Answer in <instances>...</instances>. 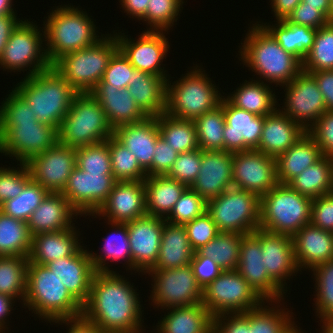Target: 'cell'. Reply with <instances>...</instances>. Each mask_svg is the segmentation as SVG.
Returning <instances> with one entry per match:
<instances>
[{
    "instance_id": "6da1fadb",
    "label": "cell",
    "mask_w": 333,
    "mask_h": 333,
    "mask_svg": "<svg viewBox=\"0 0 333 333\" xmlns=\"http://www.w3.org/2000/svg\"><path fill=\"white\" fill-rule=\"evenodd\" d=\"M133 287L118 272H95L82 316L104 333H144V310Z\"/></svg>"
},
{
    "instance_id": "7a4b0ae2",
    "label": "cell",
    "mask_w": 333,
    "mask_h": 333,
    "mask_svg": "<svg viewBox=\"0 0 333 333\" xmlns=\"http://www.w3.org/2000/svg\"><path fill=\"white\" fill-rule=\"evenodd\" d=\"M249 27L244 43H241L239 60L252 72L260 75L269 85L282 86L289 83L302 71V62L285 51L272 34L261 24Z\"/></svg>"
},
{
    "instance_id": "3957f363",
    "label": "cell",
    "mask_w": 333,
    "mask_h": 333,
    "mask_svg": "<svg viewBox=\"0 0 333 333\" xmlns=\"http://www.w3.org/2000/svg\"><path fill=\"white\" fill-rule=\"evenodd\" d=\"M44 18V47L51 65L65 54L91 47L104 37L97 34V27L86 11L73 5L57 6Z\"/></svg>"
},
{
    "instance_id": "277c9868",
    "label": "cell",
    "mask_w": 333,
    "mask_h": 333,
    "mask_svg": "<svg viewBox=\"0 0 333 333\" xmlns=\"http://www.w3.org/2000/svg\"><path fill=\"white\" fill-rule=\"evenodd\" d=\"M24 306L42 320L82 316L83 306L70 294L61 279L46 265L28 263Z\"/></svg>"
},
{
    "instance_id": "5b68a950",
    "label": "cell",
    "mask_w": 333,
    "mask_h": 333,
    "mask_svg": "<svg viewBox=\"0 0 333 333\" xmlns=\"http://www.w3.org/2000/svg\"><path fill=\"white\" fill-rule=\"evenodd\" d=\"M39 122L59 129L78 92L51 66L30 77H24L14 88Z\"/></svg>"
},
{
    "instance_id": "8992f818",
    "label": "cell",
    "mask_w": 333,
    "mask_h": 333,
    "mask_svg": "<svg viewBox=\"0 0 333 333\" xmlns=\"http://www.w3.org/2000/svg\"><path fill=\"white\" fill-rule=\"evenodd\" d=\"M192 68L172 85L170 78L167 80L165 109L167 115L194 121L220 104L223 96L209 75L197 64L193 70Z\"/></svg>"
},
{
    "instance_id": "52a82bcc",
    "label": "cell",
    "mask_w": 333,
    "mask_h": 333,
    "mask_svg": "<svg viewBox=\"0 0 333 333\" xmlns=\"http://www.w3.org/2000/svg\"><path fill=\"white\" fill-rule=\"evenodd\" d=\"M113 131L93 95L78 93L58 129V141L76 149L105 142Z\"/></svg>"
},
{
    "instance_id": "ba28073f",
    "label": "cell",
    "mask_w": 333,
    "mask_h": 333,
    "mask_svg": "<svg viewBox=\"0 0 333 333\" xmlns=\"http://www.w3.org/2000/svg\"><path fill=\"white\" fill-rule=\"evenodd\" d=\"M312 201L288 184L278 183L260 197L259 228L274 234L293 236L310 223Z\"/></svg>"
},
{
    "instance_id": "9c48e42d",
    "label": "cell",
    "mask_w": 333,
    "mask_h": 333,
    "mask_svg": "<svg viewBox=\"0 0 333 333\" xmlns=\"http://www.w3.org/2000/svg\"><path fill=\"white\" fill-rule=\"evenodd\" d=\"M105 35L93 46L67 53L52 65L78 93H90L96 87L118 50L116 35Z\"/></svg>"
},
{
    "instance_id": "30bf717a",
    "label": "cell",
    "mask_w": 333,
    "mask_h": 333,
    "mask_svg": "<svg viewBox=\"0 0 333 333\" xmlns=\"http://www.w3.org/2000/svg\"><path fill=\"white\" fill-rule=\"evenodd\" d=\"M207 212L219 232L253 233L260 226V197L232 187L208 200Z\"/></svg>"
},
{
    "instance_id": "8fae6325",
    "label": "cell",
    "mask_w": 333,
    "mask_h": 333,
    "mask_svg": "<svg viewBox=\"0 0 333 333\" xmlns=\"http://www.w3.org/2000/svg\"><path fill=\"white\" fill-rule=\"evenodd\" d=\"M264 300L237 270H224L202 288V304L211 316L244 313L258 308Z\"/></svg>"
},
{
    "instance_id": "7c38bea8",
    "label": "cell",
    "mask_w": 333,
    "mask_h": 333,
    "mask_svg": "<svg viewBox=\"0 0 333 333\" xmlns=\"http://www.w3.org/2000/svg\"><path fill=\"white\" fill-rule=\"evenodd\" d=\"M43 36L37 24L28 19L22 21L12 32L0 56V68L8 72L29 70L25 77L49 69L52 65L43 47L45 44Z\"/></svg>"
},
{
    "instance_id": "4fadbf2b",
    "label": "cell",
    "mask_w": 333,
    "mask_h": 333,
    "mask_svg": "<svg viewBox=\"0 0 333 333\" xmlns=\"http://www.w3.org/2000/svg\"><path fill=\"white\" fill-rule=\"evenodd\" d=\"M153 278L149 298L162 310L202 303V287L197 283L191 265L175 269H150Z\"/></svg>"
},
{
    "instance_id": "5bb4252c",
    "label": "cell",
    "mask_w": 333,
    "mask_h": 333,
    "mask_svg": "<svg viewBox=\"0 0 333 333\" xmlns=\"http://www.w3.org/2000/svg\"><path fill=\"white\" fill-rule=\"evenodd\" d=\"M58 142V129L42 122L19 123L0 127V153L19 163H27ZM14 157V158H13Z\"/></svg>"
},
{
    "instance_id": "9a60e30c",
    "label": "cell",
    "mask_w": 333,
    "mask_h": 333,
    "mask_svg": "<svg viewBox=\"0 0 333 333\" xmlns=\"http://www.w3.org/2000/svg\"><path fill=\"white\" fill-rule=\"evenodd\" d=\"M284 86L285 102L280 110L307 131L327 111L315 77L302 70Z\"/></svg>"
},
{
    "instance_id": "2e32d148",
    "label": "cell",
    "mask_w": 333,
    "mask_h": 333,
    "mask_svg": "<svg viewBox=\"0 0 333 333\" xmlns=\"http://www.w3.org/2000/svg\"><path fill=\"white\" fill-rule=\"evenodd\" d=\"M113 33L116 35L118 49L136 70L169 79L167 70L161 67L170 47L168 38L164 35L166 31L145 30L135 40L122 32Z\"/></svg>"
},
{
    "instance_id": "e0dca14e",
    "label": "cell",
    "mask_w": 333,
    "mask_h": 333,
    "mask_svg": "<svg viewBox=\"0 0 333 333\" xmlns=\"http://www.w3.org/2000/svg\"><path fill=\"white\" fill-rule=\"evenodd\" d=\"M232 180L234 188L261 197L279 183L276 160L258 150L234 152Z\"/></svg>"
},
{
    "instance_id": "ac0fdd59",
    "label": "cell",
    "mask_w": 333,
    "mask_h": 333,
    "mask_svg": "<svg viewBox=\"0 0 333 333\" xmlns=\"http://www.w3.org/2000/svg\"><path fill=\"white\" fill-rule=\"evenodd\" d=\"M31 179L48 192L61 193L76 167V149L59 141L26 163Z\"/></svg>"
},
{
    "instance_id": "d6986e66",
    "label": "cell",
    "mask_w": 333,
    "mask_h": 333,
    "mask_svg": "<svg viewBox=\"0 0 333 333\" xmlns=\"http://www.w3.org/2000/svg\"><path fill=\"white\" fill-rule=\"evenodd\" d=\"M116 182L113 174L86 173L76 166L61 193L79 217L89 216L106 201Z\"/></svg>"
},
{
    "instance_id": "ffe728a7",
    "label": "cell",
    "mask_w": 333,
    "mask_h": 333,
    "mask_svg": "<svg viewBox=\"0 0 333 333\" xmlns=\"http://www.w3.org/2000/svg\"><path fill=\"white\" fill-rule=\"evenodd\" d=\"M165 219L146 215L126 223L134 273L145 274L157 262Z\"/></svg>"
},
{
    "instance_id": "44dd1931",
    "label": "cell",
    "mask_w": 333,
    "mask_h": 333,
    "mask_svg": "<svg viewBox=\"0 0 333 333\" xmlns=\"http://www.w3.org/2000/svg\"><path fill=\"white\" fill-rule=\"evenodd\" d=\"M237 272L264 301L284 300V292L268 275L264 267L260 240L253 234L241 239Z\"/></svg>"
},
{
    "instance_id": "7402d4cb",
    "label": "cell",
    "mask_w": 333,
    "mask_h": 333,
    "mask_svg": "<svg viewBox=\"0 0 333 333\" xmlns=\"http://www.w3.org/2000/svg\"><path fill=\"white\" fill-rule=\"evenodd\" d=\"M223 107L225 127L223 130L224 151L239 152L258 148L264 116H259L233 106L224 96Z\"/></svg>"
},
{
    "instance_id": "603a6c76",
    "label": "cell",
    "mask_w": 333,
    "mask_h": 333,
    "mask_svg": "<svg viewBox=\"0 0 333 333\" xmlns=\"http://www.w3.org/2000/svg\"><path fill=\"white\" fill-rule=\"evenodd\" d=\"M253 234L260 240L264 267L269 277L287 293L286 280L300 271L294 256L292 236L274 234L260 228Z\"/></svg>"
},
{
    "instance_id": "cb8c5ba5",
    "label": "cell",
    "mask_w": 333,
    "mask_h": 333,
    "mask_svg": "<svg viewBox=\"0 0 333 333\" xmlns=\"http://www.w3.org/2000/svg\"><path fill=\"white\" fill-rule=\"evenodd\" d=\"M146 215L144 181H117L106 201L94 214H90L123 224Z\"/></svg>"
},
{
    "instance_id": "d4e9b609",
    "label": "cell",
    "mask_w": 333,
    "mask_h": 333,
    "mask_svg": "<svg viewBox=\"0 0 333 333\" xmlns=\"http://www.w3.org/2000/svg\"><path fill=\"white\" fill-rule=\"evenodd\" d=\"M233 152L202 151L201 169L190 188L206 201L233 187Z\"/></svg>"
},
{
    "instance_id": "484cf974",
    "label": "cell",
    "mask_w": 333,
    "mask_h": 333,
    "mask_svg": "<svg viewBox=\"0 0 333 333\" xmlns=\"http://www.w3.org/2000/svg\"><path fill=\"white\" fill-rule=\"evenodd\" d=\"M46 266L61 279L70 294L82 306L87 302L96 271L85 246L74 255L51 261Z\"/></svg>"
},
{
    "instance_id": "4316f807",
    "label": "cell",
    "mask_w": 333,
    "mask_h": 333,
    "mask_svg": "<svg viewBox=\"0 0 333 333\" xmlns=\"http://www.w3.org/2000/svg\"><path fill=\"white\" fill-rule=\"evenodd\" d=\"M90 93L100 103L113 130L118 126L139 123L148 118L128 88L119 89L101 80Z\"/></svg>"
},
{
    "instance_id": "83f0119b",
    "label": "cell",
    "mask_w": 333,
    "mask_h": 333,
    "mask_svg": "<svg viewBox=\"0 0 333 333\" xmlns=\"http://www.w3.org/2000/svg\"><path fill=\"white\" fill-rule=\"evenodd\" d=\"M292 239L294 256L300 271L303 269L310 271L332 260L333 232L308 223L295 233Z\"/></svg>"
},
{
    "instance_id": "f1b7e54d",
    "label": "cell",
    "mask_w": 333,
    "mask_h": 333,
    "mask_svg": "<svg viewBox=\"0 0 333 333\" xmlns=\"http://www.w3.org/2000/svg\"><path fill=\"white\" fill-rule=\"evenodd\" d=\"M113 136L131 151L147 176H152V159L157 139L160 137L157 117L118 126L114 129Z\"/></svg>"
},
{
    "instance_id": "f546056e",
    "label": "cell",
    "mask_w": 333,
    "mask_h": 333,
    "mask_svg": "<svg viewBox=\"0 0 333 333\" xmlns=\"http://www.w3.org/2000/svg\"><path fill=\"white\" fill-rule=\"evenodd\" d=\"M80 215L62 195V193L49 192L39 207L31 214L28 227L31 236L64 231L73 225V219ZM73 218V219H72Z\"/></svg>"
},
{
    "instance_id": "4dcf8cb0",
    "label": "cell",
    "mask_w": 333,
    "mask_h": 333,
    "mask_svg": "<svg viewBox=\"0 0 333 333\" xmlns=\"http://www.w3.org/2000/svg\"><path fill=\"white\" fill-rule=\"evenodd\" d=\"M306 131L280 108L264 116L259 152L276 158L292 147Z\"/></svg>"
},
{
    "instance_id": "1f68e13d",
    "label": "cell",
    "mask_w": 333,
    "mask_h": 333,
    "mask_svg": "<svg viewBox=\"0 0 333 333\" xmlns=\"http://www.w3.org/2000/svg\"><path fill=\"white\" fill-rule=\"evenodd\" d=\"M79 231L71 227L64 231L40 233L32 237L28 263L46 265L59 258L74 255L81 247ZM78 234V235H77Z\"/></svg>"
},
{
    "instance_id": "d6a6232c",
    "label": "cell",
    "mask_w": 333,
    "mask_h": 333,
    "mask_svg": "<svg viewBox=\"0 0 333 333\" xmlns=\"http://www.w3.org/2000/svg\"><path fill=\"white\" fill-rule=\"evenodd\" d=\"M167 310L156 325L157 333H213V317L202 303Z\"/></svg>"
},
{
    "instance_id": "836d02e7",
    "label": "cell",
    "mask_w": 333,
    "mask_h": 333,
    "mask_svg": "<svg viewBox=\"0 0 333 333\" xmlns=\"http://www.w3.org/2000/svg\"><path fill=\"white\" fill-rule=\"evenodd\" d=\"M166 82L163 77L135 69L127 88L148 117H157L165 113Z\"/></svg>"
},
{
    "instance_id": "e575fe53",
    "label": "cell",
    "mask_w": 333,
    "mask_h": 333,
    "mask_svg": "<svg viewBox=\"0 0 333 333\" xmlns=\"http://www.w3.org/2000/svg\"><path fill=\"white\" fill-rule=\"evenodd\" d=\"M323 157L314 139L305 132L302 137L276 160L277 179L280 184H288L294 177Z\"/></svg>"
},
{
    "instance_id": "d590c367",
    "label": "cell",
    "mask_w": 333,
    "mask_h": 333,
    "mask_svg": "<svg viewBox=\"0 0 333 333\" xmlns=\"http://www.w3.org/2000/svg\"><path fill=\"white\" fill-rule=\"evenodd\" d=\"M193 254L185 226L165 220L159 256L151 269H175L189 265Z\"/></svg>"
},
{
    "instance_id": "8d00e7d4",
    "label": "cell",
    "mask_w": 333,
    "mask_h": 333,
    "mask_svg": "<svg viewBox=\"0 0 333 333\" xmlns=\"http://www.w3.org/2000/svg\"><path fill=\"white\" fill-rule=\"evenodd\" d=\"M147 215L166 219L187 185L165 176H147L144 180Z\"/></svg>"
},
{
    "instance_id": "74e56055",
    "label": "cell",
    "mask_w": 333,
    "mask_h": 333,
    "mask_svg": "<svg viewBox=\"0 0 333 333\" xmlns=\"http://www.w3.org/2000/svg\"><path fill=\"white\" fill-rule=\"evenodd\" d=\"M263 81L252 79L245 80L239 87L225 98L235 107L254 113L259 116H266L274 112L278 101L273 89Z\"/></svg>"
},
{
    "instance_id": "f35d334b",
    "label": "cell",
    "mask_w": 333,
    "mask_h": 333,
    "mask_svg": "<svg viewBox=\"0 0 333 333\" xmlns=\"http://www.w3.org/2000/svg\"><path fill=\"white\" fill-rule=\"evenodd\" d=\"M258 23L272 34L285 51L297 57L301 62L305 60L312 49L317 29L295 25L286 19L277 20L276 24H272V26L269 23H261V21Z\"/></svg>"
},
{
    "instance_id": "ab89813d",
    "label": "cell",
    "mask_w": 333,
    "mask_h": 333,
    "mask_svg": "<svg viewBox=\"0 0 333 333\" xmlns=\"http://www.w3.org/2000/svg\"><path fill=\"white\" fill-rule=\"evenodd\" d=\"M114 230L104 239L105 243L100 250V255L89 251L90 259L92 261L93 268L96 272H116L110 270L106 261H118L123 260L127 266V269L132 271V256L129 243V234L127 224L107 222ZM103 252V253H102ZM98 254V255H97ZM103 254V255H102ZM107 264V265H106ZM128 264V265H127Z\"/></svg>"
},
{
    "instance_id": "60d3db41",
    "label": "cell",
    "mask_w": 333,
    "mask_h": 333,
    "mask_svg": "<svg viewBox=\"0 0 333 333\" xmlns=\"http://www.w3.org/2000/svg\"><path fill=\"white\" fill-rule=\"evenodd\" d=\"M332 180L333 159L323 156L315 164L294 177L288 185L299 194L315 199L331 193Z\"/></svg>"
},
{
    "instance_id": "b9f144b4",
    "label": "cell",
    "mask_w": 333,
    "mask_h": 333,
    "mask_svg": "<svg viewBox=\"0 0 333 333\" xmlns=\"http://www.w3.org/2000/svg\"><path fill=\"white\" fill-rule=\"evenodd\" d=\"M160 137L178 153L199 148L193 120L174 118L166 113L157 116Z\"/></svg>"
},
{
    "instance_id": "7bdbcfd3",
    "label": "cell",
    "mask_w": 333,
    "mask_h": 333,
    "mask_svg": "<svg viewBox=\"0 0 333 333\" xmlns=\"http://www.w3.org/2000/svg\"><path fill=\"white\" fill-rule=\"evenodd\" d=\"M31 242L28 223L0 211V256L28 257Z\"/></svg>"
},
{
    "instance_id": "ee69618b",
    "label": "cell",
    "mask_w": 333,
    "mask_h": 333,
    "mask_svg": "<svg viewBox=\"0 0 333 333\" xmlns=\"http://www.w3.org/2000/svg\"><path fill=\"white\" fill-rule=\"evenodd\" d=\"M268 303L270 306L277 303V306L269 307ZM279 303L280 301H264L258 308L249 310L251 333H286L295 324V318L291 316L294 313L286 311L288 308H280Z\"/></svg>"
},
{
    "instance_id": "f6af8a7d",
    "label": "cell",
    "mask_w": 333,
    "mask_h": 333,
    "mask_svg": "<svg viewBox=\"0 0 333 333\" xmlns=\"http://www.w3.org/2000/svg\"><path fill=\"white\" fill-rule=\"evenodd\" d=\"M28 262L24 256H0V294L22 300L24 304Z\"/></svg>"
},
{
    "instance_id": "bcb514c9",
    "label": "cell",
    "mask_w": 333,
    "mask_h": 333,
    "mask_svg": "<svg viewBox=\"0 0 333 333\" xmlns=\"http://www.w3.org/2000/svg\"><path fill=\"white\" fill-rule=\"evenodd\" d=\"M194 123L197 142L202 151H224L225 117L221 104L196 118Z\"/></svg>"
},
{
    "instance_id": "7dc6e473",
    "label": "cell",
    "mask_w": 333,
    "mask_h": 333,
    "mask_svg": "<svg viewBox=\"0 0 333 333\" xmlns=\"http://www.w3.org/2000/svg\"><path fill=\"white\" fill-rule=\"evenodd\" d=\"M243 234L220 232L216 237L202 246L197 252L214 259L224 270H236Z\"/></svg>"
},
{
    "instance_id": "c3c4849f",
    "label": "cell",
    "mask_w": 333,
    "mask_h": 333,
    "mask_svg": "<svg viewBox=\"0 0 333 333\" xmlns=\"http://www.w3.org/2000/svg\"><path fill=\"white\" fill-rule=\"evenodd\" d=\"M315 280L314 310L320 323L333 321V260L312 269Z\"/></svg>"
},
{
    "instance_id": "681fc988",
    "label": "cell",
    "mask_w": 333,
    "mask_h": 333,
    "mask_svg": "<svg viewBox=\"0 0 333 333\" xmlns=\"http://www.w3.org/2000/svg\"><path fill=\"white\" fill-rule=\"evenodd\" d=\"M108 147L113 176L117 181H144L147 178L136 157L114 136L108 138Z\"/></svg>"
},
{
    "instance_id": "f907efd6",
    "label": "cell",
    "mask_w": 333,
    "mask_h": 333,
    "mask_svg": "<svg viewBox=\"0 0 333 333\" xmlns=\"http://www.w3.org/2000/svg\"><path fill=\"white\" fill-rule=\"evenodd\" d=\"M49 192L32 179L24 186L19 196L6 200L0 211L15 219L28 222L31 214L39 207Z\"/></svg>"
},
{
    "instance_id": "816d5d0a",
    "label": "cell",
    "mask_w": 333,
    "mask_h": 333,
    "mask_svg": "<svg viewBox=\"0 0 333 333\" xmlns=\"http://www.w3.org/2000/svg\"><path fill=\"white\" fill-rule=\"evenodd\" d=\"M333 69V22L317 29L312 49L302 62V70L310 73Z\"/></svg>"
},
{
    "instance_id": "f5cc1de1",
    "label": "cell",
    "mask_w": 333,
    "mask_h": 333,
    "mask_svg": "<svg viewBox=\"0 0 333 333\" xmlns=\"http://www.w3.org/2000/svg\"><path fill=\"white\" fill-rule=\"evenodd\" d=\"M184 0H149L146 15L142 19L147 31H168L177 22Z\"/></svg>"
},
{
    "instance_id": "db71d44e",
    "label": "cell",
    "mask_w": 333,
    "mask_h": 333,
    "mask_svg": "<svg viewBox=\"0 0 333 333\" xmlns=\"http://www.w3.org/2000/svg\"><path fill=\"white\" fill-rule=\"evenodd\" d=\"M76 166L86 173L113 174L108 139L95 145L76 148Z\"/></svg>"
},
{
    "instance_id": "11a10c76",
    "label": "cell",
    "mask_w": 333,
    "mask_h": 333,
    "mask_svg": "<svg viewBox=\"0 0 333 333\" xmlns=\"http://www.w3.org/2000/svg\"><path fill=\"white\" fill-rule=\"evenodd\" d=\"M0 105V127H17L19 123L38 122L30 104L13 88Z\"/></svg>"
},
{
    "instance_id": "9f6ffc18",
    "label": "cell",
    "mask_w": 333,
    "mask_h": 333,
    "mask_svg": "<svg viewBox=\"0 0 333 333\" xmlns=\"http://www.w3.org/2000/svg\"><path fill=\"white\" fill-rule=\"evenodd\" d=\"M207 211V201L188 187L175 203L170 215L165 219L174 224L185 225Z\"/></svg>"
},
{
    "instance_id": "6f0895ef",
    "label": "cell",
    "mask_w": 333,
    "mask_h": 333,
    "mask_svg": "<svg viewBox=\"0 0 333 333\" xmlns=\"http://www.w3.org/2000/svg\"><path fill=\"white\" fill-rule=\"evenodd\" d=\"M20 167H0V205L6 200L20 195L24 186L31 180L26 163L17 164Z\"/></svg>"
},
{
    "instance_id": "680465c9",
    "label": "cell",
    "mask_w": 333,
    "mask_h": 333,
    "mask_svg": "<svg viewBox=\"0 0 333 333\" xmlns=\"http://www.w3.org/2000/svg\"><path fill=\"white\" fill-rule=\"evenodd\" d=\"M201 161L202 150L200 148L190 152L179 153L166 176L190 187L200 172Z\"/></svg>"
},
{
    "instance_id": "91938a15",
    "label": "cell",
    "mask_w": 333,
    "mask_h": 333,
    "mask_svg": "<svg viewBox=\"0 0 333 333\" xmlns=\"http://www.w3.org/2000/svg\"><path fill=\"white\" fill-rule=\"evenodd\" d=\"M190 246L194 252L206 245L220 232L213 222L211 215L206 211L203 215L185 225Z\"/></svg>"
},
{
    "instance_id": "94428289",
    "label": "cell",
    "mask_w": 333,
    "mask_h": 333,
    "mask_svg": "<svg viewBox=\"0 0 333 333\" xmlns=\"http://www.w3.org/2000/svg\"><path fill=\"white\" fill-rule=\"evenodd\" d=\"M135 68L118 49L111 57L104 72L102 80L105 83L115 85L117 88H127L130 79L133 78Z\"/></svg>"
},
{
    "instance_id": "6125c7cd",
    "label": "cell",
    "mask_w": 333,
    "mask_h": 333,
    "mask_svg": "<svg viewBox=\"0 0 333 333\" xmlns=\"http://www.w3.org/2000/svg\"><path fill=\"white\" fill-rule=\"evenodd\" d=\"M306 132L319 146L322 155L333 159V111H325Z\"/></svg>"
},
{
    "instance_id": "be15d7a7",
    "label": "cell",
    "mask_w": 333,
    "mask_h": 333,
    "mask_svg": "<svg viewBox=\"0 0 333 333\" xmlns=\"http://www.w3.org/2000/svg\"><path fill=\"white\" fill-rule=\"evenodd\" d=\"M213 333H251L249 310L244 313H225L215 316Z\"/></svg>"
},
{
    "instance_id": "e7e4bbea",
    "label": "cell",
    "mask_w": 333,
    "mask_h": 333,
    "mask_svg": "<svg viewBox=\"0 0 333 333\" xmlns=\"http://www.w3.org/2000/svg\"><path fill=\"white\" fill-rule=\"evenodd\" d=\"M312 225L333 232V194L320 196L313 199L311 206Z\"/></svg>"
},
{
    "instance_id": "03108f58",
    "label": "cell",
    "mask_w": 333,
    "mask_h": 333,
    "mask_svg": "<svg viewBox=\"0 0 333 333\" xmlns=\"http://www.w3.org/2000/svg\"><path fill=\"white\" fill-rule=\"evenodd\" d=\"M286 20L292 24L303 25L313 29H319L330 22L318 8L305 7L303 2H300L294 8Z\"/></svg>"
},
{
    "instance_id": "003e7915",
    "label": "cell",
    "mask_w": 333,
    "mask_h": 333,
    "mask_svg": "<svg viewBox=\"0 0 333 333\" xmlns=\"http://www.w3.org/2000/svg\"><path fill=\"white\" fill-rule=\"evenodd\" d=\"M190 265L197 283L202 288L212 282L223 271L214 259L200 255L197 251L194 252Z\"/></svg>"
},
{
    "instance_id": "a7ac6f4b",
    "label": "cell",
    "mask_w": 333,
    "mask_h": 333,
    "mask_svg": "<svg viewBox=\"0 0 333 333\" xmlns=\"http://www.w3.org/2000/svg\"><path fill=\"white\" fill-rule=\"evenodd\" d=\"M178 154L177 151L159 137L155 145L152 159V176L167 175L173 163L176 161Z\"/></svg>"
},
{
    "instance_id": "89a4df30",
    "label": "cell",
    "mask_w": 333,
    "mask_h": 333,
    "mask_svg": "<svg viewBox=\"0 0 333 333\" xmlns=\"http://www.w3.org/2000/svg\"><path fill=\"white\" fill-rule=\"evenodd\" d=\"M316 79L321 91L326 109L333 111V69L332 70H319L310 72Z\"/></svg>"
},
{
    "instance_id": "2644e50d",
    "label": "cell",
    "mask_w": 333,
    "mask_h": 333,
    "mask_svg": "<svg viewBox=\"0 0 333 333\" xmlns=\"http://www.w3.org/2000/svg\"><path fill=\"white\" fill-rule=\"evenodd\" d=\"M57 324L70 325L67 333H104L96 324L88 321L83 316L68 318V319H58L55 321Z\"/></svg>"
},
{
    "instance_id": "8c879c8a",
    "label": "cell",
    "mask_w": 333,
    "mask_h": 333,
    "mask_svg": "<svg viewBox=\"0 0 333 333\" xmlns=\"http://www.w3.org/2000/svg\"><path fill=\"white\" fill-rule=\"evenodd\" d=\"M23 20L17 18V14L0 16V56L12 32Z\"/></svg>"
},
{
    "instance_id": "753ad0ef",
    "label": "cell",
    "mask_w": 333,
    "mask_h": 333,
    "mask_svg": "<svg viewBox=\"0 0 333 333\" xmlns=\"http://www.w3.org/2000/svg\"><path fill=\"white\" fill-rule=\"evenodd\" d=\"M129 17L137 18L139 21L142 20L146 15L147 6L149 0H119Z\"/></svg>"
},
{
    "instance_id": "34e18365",
    "label": "cell",
    "mask_w": 333,
    "mask_h": 333,
    "mask_svg": "<svg viewBox=\"0 0 333 333\" xmlns=\"http://www.w3.org/2000/svg\"><path fill=\"white\" fill-rule=\"evenodd\" d=\"M302 0H271L276 20L286 19Z\"/></svg>"
},
{
    "instance_id": "11e5206c",
    "label": "cell",
    "mask_w": 333,
    "mask_h": 333,
    "mask_svg": "<svg viewBox=\"0 0 333 333\" xmlns=\"http://www.w3.org/2000/svg\"><path fill=\"white\" fill-rule=\"evenodd\" d=\"M14 300V298L9 297L8 295L0 294V333H5L4 330L8 327V325H6L8 323L5 320L10 316L11 311L14 310Z\"/></svg>"
},
{
    "instance_id": "2a66077c",
    "label": "cell",
    "mask_w": 333,
    "mask_h": 333,
    "mask_svg": "<svg viewBox=\"0 0 333 333\" xmlns=\"http://www.w3.org/2000/svg\"><path fill=\"white\" fill-rule=\"evenodd\" d=\"M305 7L318 8L330 21L333 20V9L330 0H302Z\"/></svg>"
},
{
    "instance_id": "b9fcfbb0",
    "label": "cell",
    "mask_w": 333,
    "mask_h": 333,
    "mask_svg": "<svg viewBox=\"0 0 333 333\" xmlns=\"http://www.w3.org/2000/svg\"><path fill=\"white\" fill-rule=\"evenodd\" d=\"M12 0H0V16L16 14Z\"/></svg>"
},
{
    "instance_id": "09005b40",
    "label": "cell",
    "mask_w": 333,
    "mask_h": 333,
    "mask_svg": "<svg viewBox=\"0 0 333 333\" xmlns=\"http://www.w3.org/2000/svg\"><path fill=\"white\" fill-rule=\"evenodd\" d=\"M321 328L320 333H333V321L323 324Z\"/></svg>"
},
{
    "instance_id": "979ff035",
    "label": "cell",
    "mask_w": 333,
    "mask_h": 333,
    "mask_svg": "<svg viewBox=\"0 0 333 333\" xmlns=\"http://www.w3.org/2000/svg\"><path fill=\"white\" fill-rule=\"evenodd\" d=\"M286 333H304V332L300 329V327L297 326V324H294Z\"/></svg>"
},
{
    "instance_id": "deb4b68c",
    "label": "cell",
    "mask_w": 333,
    "mask_h": 333,
    "mask_svg": "<svg viewBox=\"0 0 333 333\" xmlns=\"http://www.w3.org/2000/svg\"><path fill=\"white\" fill-rule=\"evenodd\" d=\"M330 3H331V6H332V9H333V0H330Z\"/></svg>"
},
{
    "instance_id": "67dfc351",
    "label": "cell",
    "mask_w": 333,
    "mask_h": 333,
    "mask_svg": "<svg viewBox=\"0 0 333 333\" xmlns=\"http://www.w3.org/2000/svg\"><path fill=\"white\" fill-rule=\"evenodd\" d=\"M331 193L333 194V180H332V191H331Z\"/></svg>"
}]
</instances>
